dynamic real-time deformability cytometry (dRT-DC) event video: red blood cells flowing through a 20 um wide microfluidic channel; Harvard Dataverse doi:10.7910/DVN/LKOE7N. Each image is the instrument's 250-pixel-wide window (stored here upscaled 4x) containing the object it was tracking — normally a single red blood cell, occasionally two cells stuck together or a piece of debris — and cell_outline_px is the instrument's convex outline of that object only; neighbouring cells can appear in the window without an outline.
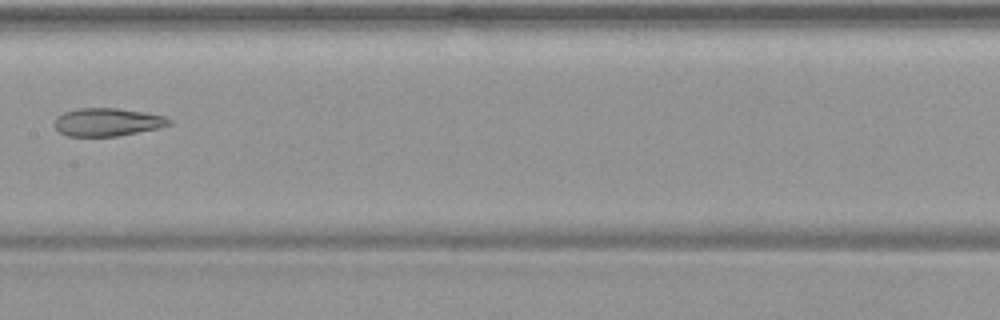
{"species": "common noctule bat (a hibernating species)", "species_latin": "Nyctalus noctula", "temperature_condition": "warm", "stored_images_in_passage": 8, "camera_frame_rate_fps": 3000, "um_per_image_px": 0.085, "animal": {"sex": "female", "body_mass_g": 19.9}, "frame": {"image": 1, "passage_image": 7, "time_ms": 8.0, "image_size_px": [1000, 320], "cell_outline_px": [[172, 124], [156, 128], [116, 136], [68, 136], [60, 132], [52, 124], [56, 116], [64, 112], [76, 108], [116, 108], [144, 112], [164, 116], [172, 120]], "centroid_in_image_um": [9.08, 10.37], "position_along_channel_um": 198.3, "area_um2": 18.67}}
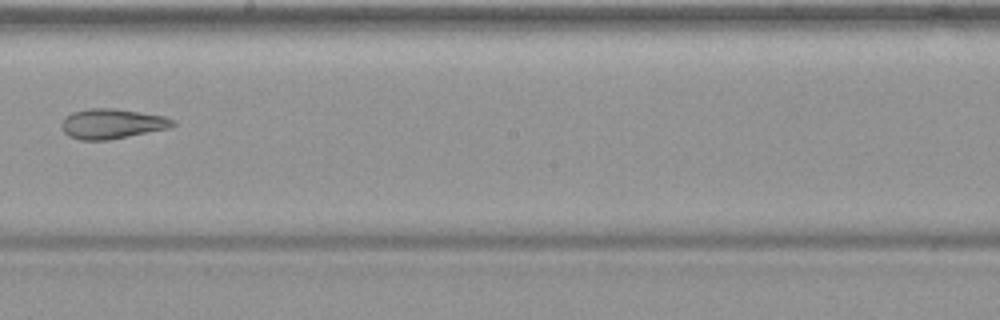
{"frame": {"image": 2, "passage_image": 8, "time_ms": 9.0, "image_size_px": [1000, 320], "cell_outline_px": [[176, 124], [168, 128], [108, 140], [80, 140], [68, 136], [64, 132], [60, 124], [64, 116], [72, 112], [92, 108], [116, 108], [164, 116], [176, 120]], "centroid_in_image_um": [9.49, 10.51], "position_along_channel_um": 238.7, "area_um2": 19.48}}